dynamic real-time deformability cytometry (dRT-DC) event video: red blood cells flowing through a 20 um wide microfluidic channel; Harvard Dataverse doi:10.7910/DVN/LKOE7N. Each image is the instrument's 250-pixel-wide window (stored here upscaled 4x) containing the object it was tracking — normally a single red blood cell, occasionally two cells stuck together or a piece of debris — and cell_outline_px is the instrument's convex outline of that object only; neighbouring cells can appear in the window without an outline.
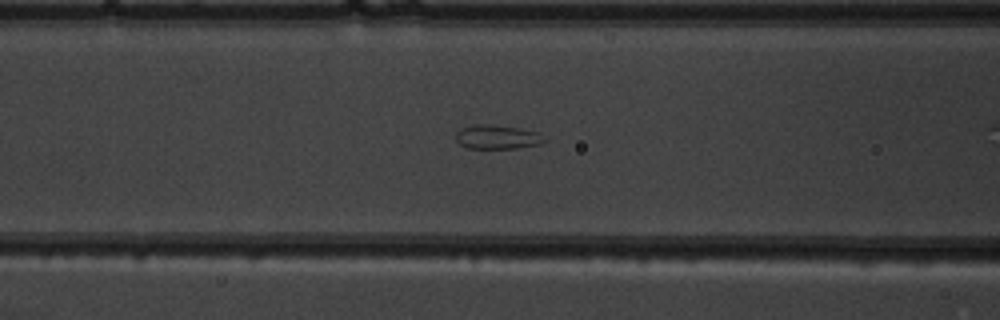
{"species": "common noctule bat (a hibernating species)", "species_latin": "Nyctalus noctula", "temperature_condition": "warm", "stored_images_in_passage": 37, "camera_frame_rate_fps": 3000, "um_per_image_px": 0.085, "animal": {"sex": "male", "body_mass_g": 19.5, "forearm_length_mm": 54.6}, "frame": {"image": 1, "passage_image": 18, "time_ms": 5.667, "image_size_px": [1000, 320], "cell_outline_px": [[548, 140], [540, 144], [520, 148], [468, 148], [460, 144], [456, 140], [456, 132], [460, 128], [476, 124], [492, 124], [520, 128], [540, 132]], "centroid_in_image_um": [42.31, 11.63], "position_along_channel_um": 124.3, "area_um2": 12.66}}
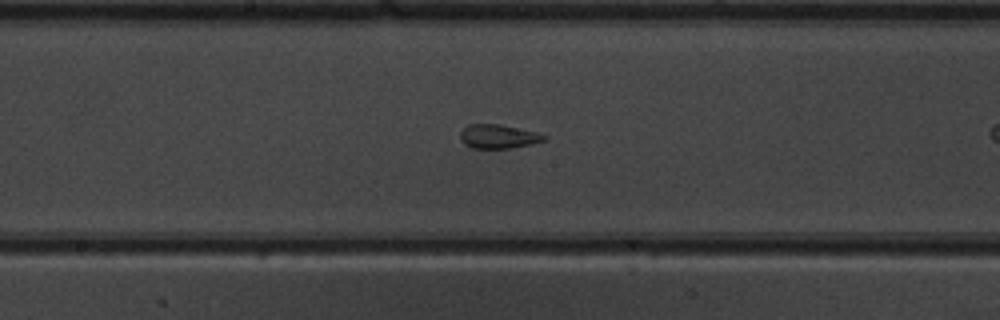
{"frame": {"image": 2, "passage_image": 24, "time_ms": 7.667, "image_size_px": [1000, 320], "cell_outline_px": [[548, 136], [544, 140], [532, 144], [508, 148], [472, 148], [464, 144], [460, 140], [460, 132], [468, 124], [500, 124], [536, 132]], "centroid_in_image_um": [42.33, 11.59], "position_along_channel_um": 205.9, "area_um2": 11.68}}
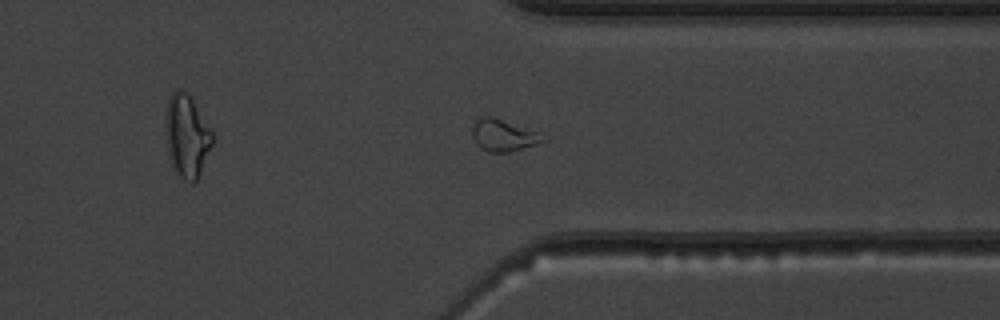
{"frame": {"image": 3, "passage_image": 36, "time_ms": 11.667, "image_size_px": [1000, 320], "cell_outline_px": [[548, 140], [536, 144], [508, 152], [488, 152], [480, 148], [476, 144], [472, 136], [472, 128], [476, 120], [484, 116], [492, 116], [548, 136]], "centroid_in_image_um": [42.79, 11.51], "position_along_channel_um": 368.6, "area_um2": 13.06}}